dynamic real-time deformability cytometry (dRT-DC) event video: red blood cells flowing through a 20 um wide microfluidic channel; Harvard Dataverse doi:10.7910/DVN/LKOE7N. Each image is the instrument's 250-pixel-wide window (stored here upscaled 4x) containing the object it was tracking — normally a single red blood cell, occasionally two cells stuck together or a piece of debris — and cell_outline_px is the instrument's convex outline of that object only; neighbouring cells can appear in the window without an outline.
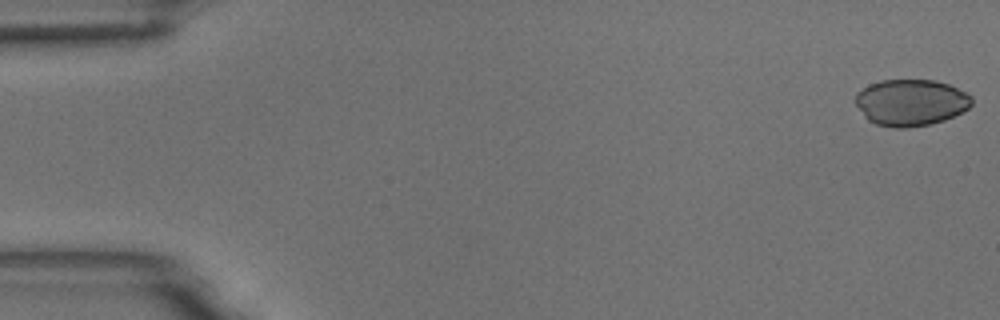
{"species": "common noctule bat (a hibernating species)", "species_latin": "Nyctalus noctula", "temperature_condition": "room temperature", "stored_images_in_passage": 6, "camera_frame_rate_fps": 3000, "um_per_image_px": 0.085, "animal": {"sex": "male", "body_mass_g": 18.8}, "frame": {"image": 1, "passage_image": 1, "time_ms": 0.0, "image_size_px": [1000, 320], "cell_outline_px": [[972, 104], [968, 108], [944, 120], [928, 124], [904, 128], [896, 128], [876, 124], [868, 120], [864, 116], [856, 104], [856, 92], [868, 84], [880, 80], [936, 80], [948, 84], [972, 96]], "centroid_in_image_um": [77.39, 8.7], "position_along_channel_um": 7.6, "area_um2": 31.39}}